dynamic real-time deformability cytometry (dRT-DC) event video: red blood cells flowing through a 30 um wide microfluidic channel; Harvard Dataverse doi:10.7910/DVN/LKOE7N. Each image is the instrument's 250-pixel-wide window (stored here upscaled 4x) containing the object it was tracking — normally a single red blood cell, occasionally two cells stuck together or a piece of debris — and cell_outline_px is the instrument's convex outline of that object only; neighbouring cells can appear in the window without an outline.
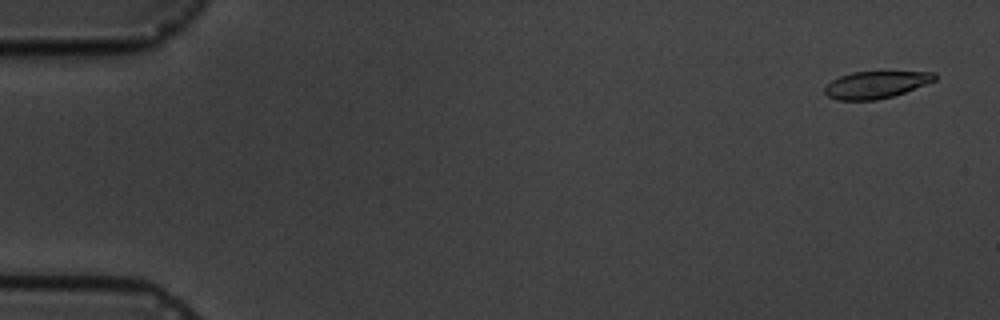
{"species": "common noctule bat (a hibernating species)", "species_latin": "Nyctalus noctula", "temperature_condition": "cold", "stored_images_in_passage": 7, "camera_frame_rate_fps": 3000, "um_per_image_px": 0.085, "animal": {"sex": "male", "body_mass_g": 19.5, "forearm_length_mm": 54.6}, "frame": {"image": 1, "passage_image": 1, "time_ms": 0.0, "image_size_px": [1000, 320], "cell_outline_px": [[936, 80], [904, 92], [892, 96], [876, 100], [836, 100], [828, 96], [824, 92], [824, 88], [832, 80], [840, 76], [852, 72], [936, 72]], "centroid_in_image_um": [74.43, 7.2], "position_along_channel_um": 10.6, "area_um2": 17.17}}
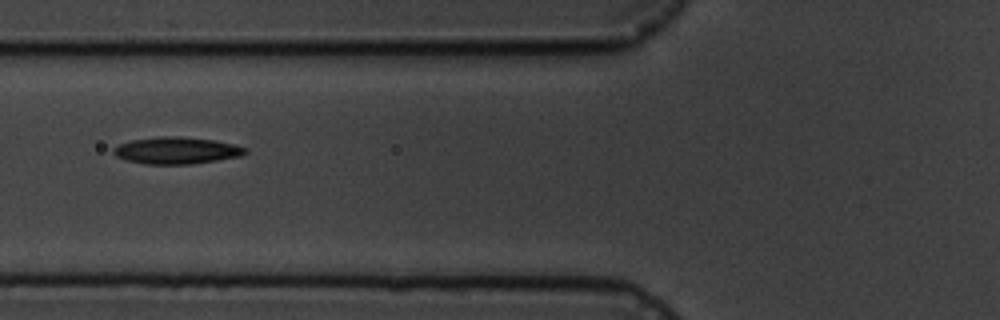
{"frame": {"image": 2, "passage_image": 7, "time_ms": 6.667, "image_size_px": [1000, 320], "cell_outline_px": [[248, 152], [240, 156], [192, 164], [144, 164], [124, 160], [116, 156], [112, 152], [112, 148], [120, 144], [132, 140], [160, 136], [180, 136], [216, 140], [236, 144], [248, 148]], "centroid_in_image_um": [15.01, 12.79], "position_along_channel_um": 110.8, "area_um2": 20.87}}